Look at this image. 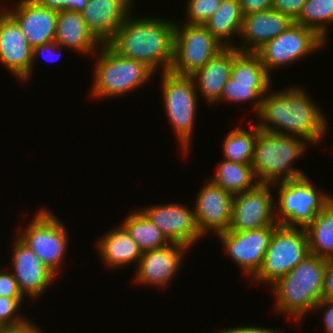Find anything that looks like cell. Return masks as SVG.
<instances>
[{
  "mask_svg": "<svg viewBox=\"0 0 333 333\" xmlns=\"http://www.w3.org/2000/svg\"><path fill=\"white\" fill-rule=\"evenodd\" d=\"M271 90L262 98L255 115L260 119L255 124L260 130L302 137L312 146L323 141L329 127L328 118L304 87L290 85Z\"/></svg>",
  "mask_w": 333,
  "mask_h": 333,
  "instance_id": "cell-1",
  "label": "cell"
},
{
  "mask_svg": "<svg viewBox=\"0 0 333 333\" xmlns=\"http://www.w3.org/2000/svg\"><path fill=\"white\" fill-rule=\"evenodd\" d=\"M168 19V20H167ZM136 17L130 13L106 43L119 56L145 63L155 73L170 70L175 22L169 18Z\"/></svg>",
  "mask_w": 333,
  "mask_h": 333,
  "instance_id": "cell-2",
  "label": "cell"
},
{
  "mask_svg": "<svg viewBox=\"0 0 333 333\" xmlns=\"http://www.w3.org/2000/svg\"><path fill=\"white\" fill-rule=\"evenodd\" d=\"M326 259L308 254L289 273L271 285L275 312L286 314L288 320L301 323L314 312L322 299Z\"/></svg>",
  "mask_w": 333,
  "mask_h": 333,
  "instance_id": "cell-3",
  "label": "cell"
},
{
  "mask_svg": "<svg viewBox=\"0 0 333 333\" xmlns=\"http://www.w3.org/2000/svg\"><path fill=\"white\" fill-rule=\"evenodd\" d=\"M307 140L259 130L254 147L252 167L260 184H275L306 176L293 164L306 154Z\"/></svg>",
  "mask_w": 333,
  "mask_h": 333,
  "instance_id": "cell-4",
  "label": "cell"
},
{
  "mask_svg": "<svg viewBox=\"0 0 333 333\" xmlns=\"http://www.w3.org/2000/svg\"><path fill=\"white\" fill-rule=\"evenodd\" d=\"M92 57L95 64L89 91L93 99L125 96L150 82L155 73L143 62L119 56L107 44H102Z\"/></svg>",
  "mask_w": 333,
  "mask_h": 333,
  "instance_id": "cell-5",
  "label": "cell"
},
{
  "mask_svg": "<svg viewBox=\"0 0 333 333\" xmlns=\"http://www.w3.org/2000/svg\"><path fill=\"white\" fill-rule=\"evenodd\" d=\"M160 78L166 117L177 136L178 145L187 156L192 145L199 103L194 80L191 76H181L170 71L161 72Z\"/></svg>",
  "mask_w": 333,
  "mask_h": 333,
  "instance_id": "cell-6",
  "label": "cell"
},
{
  "mask_svg": "<svg viewBox=\"0 0 333 333\" xmlns=\"http://www.w3.org/2000/svg\"><path fill=\"white\" fill-rule=\"evenodd\" d=\"M308 176L273 184L276 222L285 227H306L333 195L321 191ZM276 186V187H275ZM318 189V190H317Z\"/></svg>",
  "mask_w": 333,
  "mask_h": 333,
  "instance_id": "cell-7",
  "label": "cell"
},
{
  "mask_svg": "<svg viewBox=\"0 0 333 333\" xmlns=\"http://www.w3.org/2000/svg\"><path fill=\"white\" fill-rule=\"evenodd\" d=\"M20 228V229H19ZM17 236L56 276L66 261L69 245L67 227L48 208L36 210L30 223L19 227ZM65 258V259H64Z\"/></svg>",
  "mask_w": 333,
  "mask_h": 333,
  "instance_id": "cell-8",
  "label": "cell"
},
{
  "mask_svg": "<svg viewBox=\"0 0 333 333\" xmlns=\"http://www.w3.org/2000/svg\"><path fill=\"white\" fill-rule=\"evenodd\" d=\"M271 75L255 52H239L233 59L231 76L225 83L219 102L252 103L258 112L262 98L272 88Z\"/></svg>",
  "mask_w": 333,
  "mask_h": 333,
  "instance_id": "cell-9",
  "label": "cell"
},
{
  "mask_svg": "<svg viewBox=\"0 0 333 333\" xmlns=\"http://www.w3.org/2000/svg\"><path fill=\"white\" fill-rule=\"evenodd\" d=\"M308 254L309 244L304 227L278 225L266 251L262 267L251 279L269 287L293 270Z\"/></svg>",
  "mask_w": 333,
  "mask_h": 333,
  "instance_id": "cell-10",
  "label": "cell"
},
{
  "mask_svg": "<svg viewBox=\"0 0 333 333\" xmlns=\"http://www.w3.org/2000/svg\"><path fill=\"white\" fill-rule=\"evenodd\" d=\"M182 25V26H181ZM224 46L205 25L175 21L174 56L170 72L192 76L211 60Z\"/></svg>",
  "mask_w": 333,
  "mask_h": 333,
  "instance_id": "cell-11",
  "label": "cell"
},
{
  "mask_svg": "<svg viewBox=\"0 0 333 333\" xmlns=\"http://www.w3.org/2000/svg\"><path fill=\"white\" fill-rule=\"evenodd\" d=\"M326 43L313 29L293 23L276 38L265 42L255 53L271 75L275 68L277 71L318 52Z\"/></svg>",
  "mask_w": 333,
  "mask_h": 333,
  "instance_id": "cell-12",
  "label": "cell"
},
{
  "mask_svg": "<svg viewBox=\"0 0 333 333\" xmlns=\"http://www.w3.org/2000/svg\"><path fill=\"white\" fill-rule=\"evenodd\" d=\"M273 225L240 232L227 230L219 233L217 239L223 245L226 254L236 263L246 278L252 279L262 267L264 257L276 227Z\"/></svg>",
  "mask_w": 333,
  "mask_h": 333,
  "instance_id": "cell-13",
  "label": "cell"
},
{
  "mask_svg": "<svg viewBox=\"0 0 333 333\" xmlns=\"http://www.w3.org/2000/svg\"><path fill=\"white\" fill-rule=\"evenodd\" d=\"M273 184H258L255 188L233 195L230 231L259 229L276 223Z\"/></svg>",
  "mask_w": 333,
  "mask_h": 333,
  "instance_id": "cell-14",
  "label": "cell"
},
{
  "mask_svg": "<svg viewBox=\"0 0 333 333\" xmlns=\"http://www.w3.org/2000/svg\"><path fill=\"white\" fill-rule=\"evenodd\" d=\"M140 210L171 243H179L191 249L204 237L199 231L193 207L172 202L145 206Z\"/></svg>",
  "mask_w": 333,
  "mask_h": 333,
  "instance_id": "cell-15",
  "label": "cell"
},
{
  "mask_svg": "<svg viewBox=\"0 0 333 333\" xmlns=\"http://www.w3.org/2000/svg\"><path fill=\"white\" fill-rule=\"evenodd\" d=\"M188 250L190 249L182 244L170 243L163 248L143 252L135 267L133 281L137 282L136 286L139 284L158 289L168 288L167 286L183 266L184 255Z\"/></svg>",
  "mask_w": 333,
  "mask_h": 333,
  "instance_id": "cell-16",
  "label": "cell"
},
{
  "mask_svg": "<svg viewBox=\"0 0 333 333\" xmlns=\"http://www.w3.org/2000/svg\"><path fill=\"white\" fill-rule=\"evenodd\" d=\"M33 48L17 22L0 6V64L21 83L30 80Z\"/></svg>",
  "mask_w": 333,
  "mask_h": 333,
  "instance_id": "cell-17",
  "label": "cell"
},
{
  "mask_svg": "<svg viewBox=\"0 0 333 333\" xmlns=\"http://www.w3.org/2000/svg\"><path fill=\"white\" fill-rule=\"evenodd\" d=\"M11 272L23 295L40 298L57 277L17 236L12 244Z\"/></svg>",
  "mask_w": 333,
  "mask_h": 333,
  "instance_id": "cell-18",
  "label": "cell"
},
{
  "mask_svg": "<svg viewBox=\"0 0 333 333\" xmlns=\"http://www.w3.org/2000/svg\"><path fill=\"white\" fill-rule=\"evenodd\" d=\"M194 213L200 233L206 237L228 230L231 221L233 195L215 185L210 179L198 191Z\"/></svg>",
  "mask_w": 333,
  "mask_h": 333,
  "instance_id": "cell-19",
  "label": "cell"
},
{
  "mask_svg": "<svg viewBox=\"0 0 333 333\" xmlns=\"http://www.w3.org/2000/svg\"><path fill=\"white\" fill-rule=\"evenodd\" d=\"M11 0L3 9L17 22L33 48L55 41L58 12L39 5L35 0Z\"/></svg>",
  "mask_w": 333,
  "mask_h": 333,
  "instance_id": "cell-20",
  "label": "cell"
},
{
  "mask_svg": "<svg viewBox=\"0 0 333 333\" xmlns=\"http://www.w3.org/2000/svg\"><path fill=\"white\" fill-rule=\"evenodd\" d=\"M294 20L275 9L244 15L240 31V44L235 47L241 52H255L265 42L276 38L287 30Z\"/></svg>",
  "mask_w": 333,
  "mask_h": 333,
  "instance_id": "cell-21",
  "label": "cell"
},
{
  "mask_svg": "<svg viewBox=\"0 0 333 333\" xmlns=\"http://www.w3.org/2000/svg\"><path fill=\"white\" fill-rule=\"evenodd\" d=\"M134 0H88L80 12L88 29L102 43L106 44L117 29L133 12Z\"/></svg>",
  "mask_w": 333,
  "mask_h": 333,
  "instance_id": "cell-22",
  "label": "cell"
},
{
  "mask_svg": "<svg viewBox=\"0 0 333 333\" xmlns=\"http://www.w3.org/2000/svg\"><path fill=\"white\" fill-rule=\"evenodd\" d=\"M240 51L236 47H224L191 77L198 96L209 104H220L223 87L231 76L234 57Z\"/></svg>",
  "mask_w": 333,
  "mask_h": 333,
  "instance_id": "cell-23",
  "label": "cell"
},
{
  "mask_svg": "<svg viewBox=\"0 0 333 333\" xmlns=\"http://www.w3.org/2000/svg\"><path fill=\"white\" fill-rule=\"evenodd\" d=\"M55 41L80 55L92 56L100 49L102 43L88 29L80 12L70 9L59 11Z\"/></svg>",
  "mask_w": 333,
  "mask_h": 333,
  "instance_id": "cell-24",
  "label": "cell"
},
{
  "mask_svg": "<svg viewBox=\"0 0 333 333\" xmlns=\"http://www.w3.org/2000/svg\"><path fill=\"white\" fill-rule=\"evenodd\" d=\"M97 240L100 260L110 270L134 264L137 267L143 252L121 224L105 232Z\"/></svg>",
  "mask_w": 333,
  "mask_h": 333,
  "instance_id": "cell-25",
  "label": "cell"
},
{
  "mask_svg": "<svg viewBox=\"0 0 333 333\" xmlns=\"http://www.w3.org/2000/svg\"><path fill=\"white\" fill-rule=\"evenodd\" d=\"M243 17L239 0H222L204 25L224 47H235L232 40L234 36L239 39Z\"/></svg>",
  "mask_w": 333,
  "mask_h": 333,
  "instance_id": "cell-26",
  "label": "cell"
},
{
  "mask_svg": "<svg viewBox=\"0 0 333 333\" xmlns=\"http://www.w3.org/2000/svg\"><path fill=\"white\" fill-rule=\"evenodd\" d=\"M309 251L318 257H333V196L305 227Z\"/></svg>",
  "mask_w": 333,
  "mask_h": 333,
  "instance_id": "cell-27",
  "label": "cell"
},
{
  "mask_svg": "<svg viewBox=\"0 0 333 333\" xmlns=\"http://www.w3.org/2000/svg\"><path fill=\"white\" fill-rule=\"evenodd\" d=\"M217 166L210 180L232 195L251 190L259 184L251 164H239L223 159Z\"/></svg>",
  "mask_w": 333,
  "mask_h": 333,
  "instance_id": "cell-28",
  "label": "cell"
},
{
  "mask_svg": "<svg viewBox=\"0 0 333 333\" xmlns=\"http://www.w3.org/2000/svg\"><path fill=\"white\" fill-rule=\"evenodd\" d=\"M121 222L142 252L163 248L171 242L163 232L141 211H131Z\"/></svg>",
  "mask_w": 333,
  "mask_h": 333,
  "instance_id": "cell-29",
  "label": "cell"
},
{
  "mask_svg": "<svg viewBox=\"0 0 333 333\" xmlns=\"http://www.w3.org/2000/svg\"><path fill=\"white\" fill-rule=\"evenodd\" d=\"M249 129L250 131L238 126L226 134L222 144L223 159L239 164L252 163L255 141L260 129L254 123L250 124Z\"/></svg>",
  "mask_w": 333,
  "mask_h": 333,
  "instance_id": "cell-30",
  "label": "cell"
},
{
  "mask_svg": "<svg viewBox=\"0 0 333 333\" xmlns=\"http://www.w3.org/2000/svg\"><path fill=\"white\" fill-rule=\"evenodd\" d=\"M294 23L313 29L327 42L328 27L333 23V0H306Z\"/></svg>",
  "mask_w": 333,
  "mask_h": 333,
  "instance_id": "cell-31",
  "label": "cell"
},
{
  "mask_svg": "<svg viewBox=\"0 0 333 333\" xmlns=\"http://www.w3.org/2000/svg\"><path fill=\"white\" fill-rule=\"evenodd\" d=\"M186 22L204 25L217 11L222 0H186Z\"/></svg>",
  "mask_w": 333,
  "mask_h": 333,
  "instance_id": "cell-32",
  "label": "cell"
},
{
  "mask_svg": "<svg viewBox=\"0 0 333 333\" xmlns=\"http://www.w3.org/2000/svg\"><path fill=\"white\" fill-rule=\"evenodd\" d=\"M25 300L26 298L0 297L1 328L19 325L24 323L28 319L27 316H22L23 314H20L19 312Z\"/></svg>",
  "mask_w": 333,
  "mask_h": 333,
  "instance_id": "cell-33",
  "label": "cell"
},
{
  "mask_svg": "<svg viewBox=\"0 0 333 333\" xmlns=\"http://www.w3.org/2000/svg\"><path fill=\"white\" fill-rule=\"evenodd\" d=\"M0 297L25 298L11 270L0 269Z\"/></svg>",
  "mask_w": 333,
  "mask_h": 333,
  "instance_id": "cell-34",
  "label": "cell"
},
{
  "mask_svg": "<svg viewBox=\"0 0 333 333\" xmlns=\"http://www.w3.org/2000/svg\"><path fill=\"white\" fill-rule=\"evenodd\" d=\"M62 48H63V46L57 44L56 41L46 43V44L37 45V46L33 47L31 77H32L33 72H34L33 69L35 68L33 66L35 65L36 59L38 60V58H40V55H42V57L44 56L46 61L53 62V61H56V60L60 59L59 57H61L62 52L59 53V51H62ZM55 55L58 56V57H56ZM54 56L56 57L55 59L51 58V57H54Z\"/></svg>",
  "mask_w": 333,
  "mask_h": 333,
  "instance_id": "cell-35",
  "label": "cell"
},
{
  "mask_svg": "<svg viewBox=\"0 0 333 333\" xmlns=\"http://www.w3.org/2000/svg\"><path fill=\"white\" fill-rule=\"evenodd\" d=\"M306 0H273V9L295 20L302 11Z\"/></svg>",
  "mask_w": 333,
  "mask_h": 333,
  "instance_id": "cell-36",
  "label": "cell"
},
{
  "mask_svg": "<svg viewBox=\"0 0 333 333\" xmlns=\"http://www.w3.org/2000/svg\"><path fill=\"white\" fill-rule=\"evenodd\" d=\"M321 312L325 333H333V301L321 299L314 308V312Z\"/></svg>",
  "mask_w": 333,
  "mask_h": 333,
  "instance_id": "cell-37",
  "label": "cell"
},
{
  "mask_svg": "<svg viewBox=\"0 0 333 333\" xmlns=\"http://www.w3.org/2000/svg\"><path fill=\"white\" fill-rule=\"evenodd\" d=\"M243 15L273 8V0H239Z\"/></svg>",
  "mask_w": 333,
  "mask_h": 333,
  "instance_id": "cell-38",
  "label": "cell"
},
{
  "mask_svg": "<svg viewBox=\"0 0 333 333\" xmlns=\"http://www.w3.org/2000/svg\"><path fill=\"white\" fill-rule=\"evenodd\" d=\"M322 299L333 301V257L326 259Z\"/></svg>",
  "mask_w": 333,
  "mask_h": 333,
  "instance_id": "cell-39",
  "label": "cell"
},
{
  "mask_svg": "<svg viewBox=\"0 0 333 333\" xmlns=\"http://www.w3.org/2000/svg\"><path fill=\"white\" fill-rule=\"evenodd\" d=\"M0 333H46L41 327L37 326L36 323L27 319L24 323L16 325L3 327Z\"/></svg>",
  "mask_w": 333,
  "mask_h": 333,
  "instance_id": "cell-40",
  "label": "cell"
},
{
  "mask_svg": "<svg viewBox=\"0 0 333 333\" xmlns=\"http://www.w3.org/2000/svg\"><path fill=\"white\" fill-rule=\"evenodd\" d=\"M239 333H281L277 328H267L259 326H239Z\"/></svg>",
  "mask_w": 333,
  "mask_h": 333,
  "instance_id": "cell-41",
  "label": "cell"
},
{
  "mask_svg": "<svg viewBox=\"0 0 333 333\" xmlns=\"http://www.w3.org/2000/svg\"><path fill=\"white\" fill-rule=\"evenodd\" d=\"M39 5L55 10L57 12L64 10V0H35Z\"/></svg>",
  "mask_w": 333,
  "mask_h": 333,
  "instance_id": "cell-42",
  "label": "cell"
},
{
  "mask_svg": "<svg viewBox=\"0 0 333 333\" xmlns=\"http://www.w3.org/2000/svg\"><path fill=\"white\" fill-rule=\"evenodd\" d=\"M88 0H64V10L70 9L76 12H82Z\"/></svg>",
  "mask_w": 333,
  "mask_h": 333,
  "instance_id": "cell-43",
  "label": "cell"
},
{
  "mask_svg": "<svg viewBox=\"0 0 333 333\" xmlns=\"http://www.w3.org/2000/svg\"><path fill=\"white\" fill-rule=\"evenodd\" d=\"M218 333H239V326L231 327V328H226L222 329Z\"/></svg>",
  "mask_w": 333,
  "mask_h": 333,
  "instance_id": "cell-44",
  "label": "cell"
}]
</instances>
